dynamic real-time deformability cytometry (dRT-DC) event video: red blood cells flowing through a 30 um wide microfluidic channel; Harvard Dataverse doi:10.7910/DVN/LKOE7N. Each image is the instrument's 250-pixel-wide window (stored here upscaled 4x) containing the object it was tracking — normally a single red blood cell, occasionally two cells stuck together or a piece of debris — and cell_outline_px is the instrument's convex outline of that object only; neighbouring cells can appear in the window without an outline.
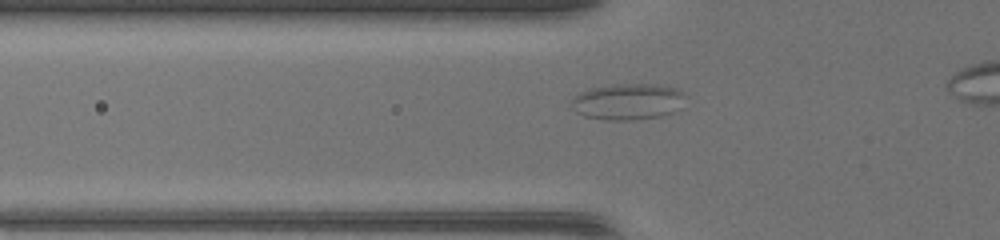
{"species": "common noctule bat (a hibernating species)", "species_latin": "Nyctalus noctula", "temperature_condition": "warm", "stored_images_in_passage": 39, "camera_frame_rate_fps": 3000, "um_per_image_px": 0.085, "animal": {"sex": "female", "body_mass_g": 17.0, "forearm_length_mm": 48.0}, "frame": {"image": 1, "passage_image": 13, "time_ms": 4.0, "image_size_px": [1000, 240], "cell_outline_px": [[684, 96], [672, 112], [660, 116], [632, 120], [604, 120], [584, 116], [576, 112], [572, 104], [572, 100], [580, 92], [588, 88], [616, 84], [652, 84], [676, 88]], "centroid_in_image_um": [53.28, 8.64], "position_along_channel_um": 72.5, "area_um2": 23.58}}
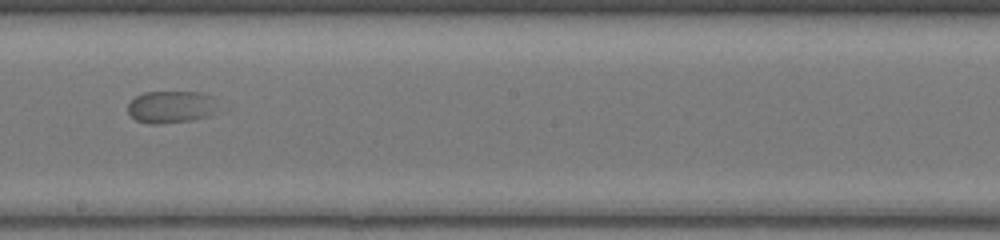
{"frame": {"image": 2, "passage_image": 24, "time_ms": 7.667, "image_size_px": [1000, 240], "cell_outline_px": [[212, 112], [208, 116], [192, 120], [160, 124], [148, 124], [136, 120], [128, 112], [128, 104], [136, 96], [144, 92], [196, 92], [212, 96]], "centroid_in_image_um": [14.44, 9.1], "position_along_channel_um": 233.8, "area_um2": 16.53}}
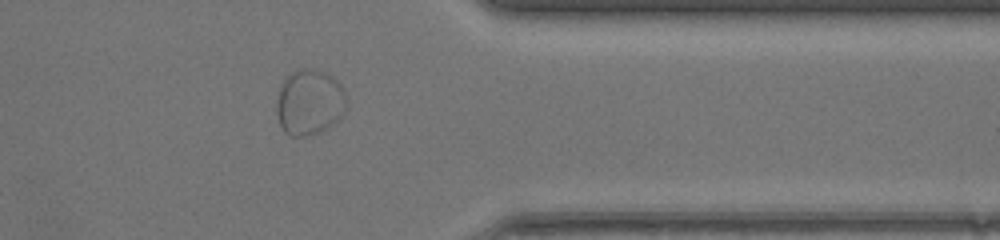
{"frame": {"image": 3, "passage_image": 35, "time_ms": 11.333, "image_size_px": [1000, 240], "cell_outline_px": [[344, 112], [332, 124], [320, 132], [304, 136], [292, 136], [284, 132], [280, 124], [276, 112], [276, 104], [280, 88], [284, 80], [292, 72], [304, 68], [324, 72], [336, 80], [340, 84], [344, 92]], "centroid_in_image_um": [26.26, 8.71], "position_along_channel_um": 385.1, "area_um2": 26.18}}